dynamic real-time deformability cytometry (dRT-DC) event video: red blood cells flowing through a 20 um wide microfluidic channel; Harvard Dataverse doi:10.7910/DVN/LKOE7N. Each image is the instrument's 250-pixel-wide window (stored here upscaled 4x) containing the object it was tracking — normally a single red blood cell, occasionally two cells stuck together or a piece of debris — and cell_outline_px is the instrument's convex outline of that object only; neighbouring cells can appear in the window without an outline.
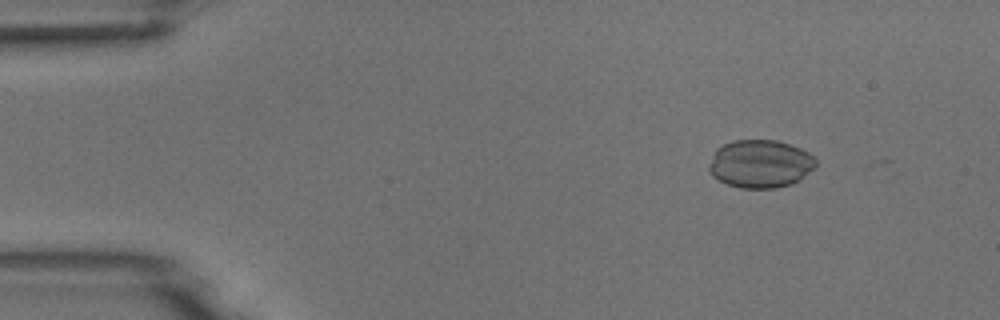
{"species": "common noctule bat (a hibernating species)", "species_latin": "Nyctalus noctula", "temperature_condition": "room temperature", "stored_images_in_passage": 9, "camera_frame_rate_fps": 3000, "um_per_image_px": 0.085, "animal": {"sex": "male", "body_mass_g": 18.8}, "frame": {"image": 1, "passage_image": 7, "time_ms": 2.0, "image_size_px": [1000, 320], "cell_outline_px": [[816, 168], [792, 184], [776, 188], [740, 188], [728, 184], [712, 176], [708, 172], [708, 164], [716, 148], [732, 140], [776, 140], [800, 148], [808, 152], [816, 160]], "centroid_in_image_um": [64.6, 13.92], "position_along_channel_um": 20.4, "area_um2": 30.06}}